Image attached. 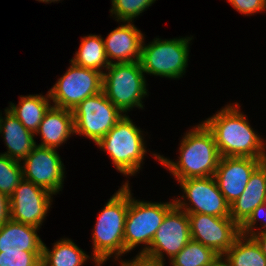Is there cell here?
<instances>
[{"label": "cell", "mask_w": 266, "mask_h": 266, "mask_svg": "<svg viewBox=\"0 0 266 266\" xmlns=\"http://www.w3.org/2000/svg\"><path fill=\"white\" fill-rule=\"evenodd\" d=\"M226 105L204 124L213 133L221 157L266 159V141L253 130L238 103Z\"/></svg>", "instance_id": "cell-1"}, {"label": "cell", "mask_w": 266, "mask_h": 266, "mask_svg": "<svg viewBox=\"0 0 266 266\" xmlns=\"http://www.w3.org/2000/svg\"><path fill=\"white\" fill-rule=\"evenodd\" d=\"M178 161L153 154L177 181L214 176L220 159L213 133L202 122L186 132L179 147Z\"/></svg>", "instance_id": "cell-2"}, {"label": "cell", "mask_w": 266, "mask_h": 266, "mask_svg": "<svg viewBox=\"0 0 266 266\" xmlns=\"http://www.w3.org/2000/svg\"><path fill=\"white\" fill-rule=\"evenodd\" d=\"M128 207L129 182L127 181L111 196L97 216L92 234V259L96 266H102L113 257V254L115 260L124 254V231Z\"/></svg>", "instance_id": "cell-3"}, {"label": "cell", "mask_w": 266, "mask_h": 266, "mask_svg": "<svg viewBox=\"0 0 266 266\" xmlns=\"http://www.w3.org/2000/svg\"><path fill=\"white\" fill-rule=\"evenodd\" d=\"M142 135L140 128L124 115L96 145L109 154L120 173L134 176L141 169L147 151Z\"/></svg>", "instance_id": "cell-4"}, {"label": "cell", "mask_w": 266, "mask_h": 266, "mask_svg": "<svg viewBox=\"0 0 266 266\" xmlns=\"http://www.w3.org/2000/svg\"><path fill=\"white\" fill-rule=\"evenodd\" d=\"M146 86L140 62L113 63L103 73L102 90L125 115L132 108H143L142 100L148 95Z\"/></svg>", "instance_id": "cell-5"}, {"label": "cell", "mask_w": 266, "mask_h": 266, "mask_svg": "<svg viewBox=\"0 0 266 266\" xmlns=\"http://www.w3.org/2000/svg\"><path fill=\"white\" fill-rule=\"evenodd\" d=\"M174 206V200L165 203L135 200L132 198L129 186V207L124 231V254L142 244L145 247L137 255H143L149 249L151 241L165 215Z\"/></svg>", "instance_id": "cell-6"}, {"label": "cell", "mask_w": 266, "mask_h": 266, "mask_svg": "<svg viewBox=\"0 0 266 266\" xmlns=\"http://www.w3.org/2000/svg\"><path fill=\"white\" fill-rule=\"evenodd\" d=\"M192 37L174 39H153L141 46L140 64L146 74L178 79L186 72L189 58V44Z\"/></svg>", "instance_id": "cell-7"}, {"label": "cell", "mask_w": 266, "mask_h": 266, "mask_svg": "<svg viewBox=\"0 0 266 266\" xmlns=\"http://www.w3.org/2000/svg\"><path fill=\"white\" fill-rule=\"evenodd\" d=\"M72 112L74 133L92 139L95 144L125 115L109 101L103 90L87 97Z\"/></svg>", "instance_id": "cell-8"}, {"label": "cell", "mask_w": 266, "mask_h": 266, "mask_svg": "<svg viewBox=\"0 0 266 266\" xmlns=\"http://www.w3.org/2000/svg\"><path fill=\"white\" fill-rule=\"evenodd\" d=\"M70 62L68 70L48 93L53 106L73 111L87 97L102 91L103 74Z\"/></svg>", "instance_id": "cell-9"}, {"label": "cell", "mask_w": 266, "mask_h": 266, "mask_svg": "<svg viewBox=\"0 0 266 266\" xmlns=\"http://www.w3.org/2000/svg\"><path fill=\"white\" fill-rule=\"evenodd\" d=\"M178 183L185 193V196L182 195L180 198L174 199L178 208L187 214L200 213L230 218V204L219 190L214 176L188 178L180 180Z\"/></svg>", "instance_id": "cell-10"}, {"label": "cell", "mask_w": 266, "mask_h": 266, "mask_svg": "<svg viewBox=\"0 0 266 266\" xmlns=\"http://www.w3.org/2000/svg\"><path fill=\"white\" fill-rule=\"evenodd\" d=\"M190 240L188 214L175 205L165 215L149 249L142 256L155 261H165L164 254L166 253L167 257L172 259Z\"/></svg>", "instance_id": "cell-11"}, {"label": "cell", "mask_w": 266, "mask_h": 266, "mask_svg": "<svg viewBox=\"0 0 266 266\" xmlns=\"http://www.w3.org/2000/svg\"><path fill=\"white\" fill-rule=\"evenodd\" d=\"M190 237L211 248L221 257L240 235V227L231 219L207 214H188Z\"/></svg>", "instance_id": "cell-12"}, {"label": "cell", "mask_w": 266, "mask_h": 266, "mask_svg": "<svg viewBox=\"0 0 266 266\" xmlns=\"http://www.w3.org/2000/svg\"><path fill=\"white\" fill-rule=\"evenodd\" d=\"M53 196L48 190L23 179L10 196V219L41 228Z\"/></svg>", "instance_id": "cell-13"}, {"label": "cell", "mask_w": 266, "mask_h": 266, "mask_svg": "<svg viewBox=\"0 0 266 266\" xmlns=\"http://www.w3.org/2000/svg\"><path fill=\"white\" fill-rule=\"evenodd\" d=\"M22 164L23 179L53 195L62 191L65 168L56 149L36 145Z\"/></svg>", "instance_id": "cell-14"}, {"label": "cell", "mask_w": 266, "mask_h": 266, "mask_svg": "<svg viewBox=\"0 0 266 266\" xmlns=\"http://www.w3.org/2000/svg\"><path fill=\"white\" fill-rule=\"evenodd\" d=\"M265 160L252 157H220L214 178L229 204L244 192L251 174Z\"/></svg>", "instance_id": "cell-15"}, {"label": "cell", "mask_w": 266, "mask_h": 266, "mask_svg": "<svg viewBox=\"0 0 266 266\" xmlns=\"http://www.w3.org/2000/svg\"><path fill=\"white\" fill-rule=\"evenodd\" d=\"M124 23V25L122 24L111 31L106 39L103 38L105 52L110 64L140 62L144 35L131 22Z\"/></svg>", "instance_id": "cell-16"}, {"label": "cell", "mask_w": 266, "mask_h": 266, "mask_svg": "<svg viewBox=\"0 0 266 266\" xmlns=\"http://www.w3.org/2000/svg\"><path fill=\"white\" fill-rule=\"evenodd\" d=\"M266 203V160L251 174L244 192L230 204V218L241 227L261 204Z\"/></svg>", "instance_id": "cell-17"}, {"label": "cell", "mask_w": 266, "mask_h": 266, "mask_svg": "<svg viewBox=\"0 0 266 266\" xmlns=\"http://www.w3.org/2000/svg\"><path fill=\"white\" fill-rule=\"evenodd\" d=\"M41 136L38 146L57 149L74 133L73 112L51 106L43 117L35 135Z\"/></svg>", "instance_id": "cell-18"}, {"label": "cell", "mask_w": 266, "mask_h": 266, "mask_svg": "<svg viewBox=\"0 0 266 266\" xmlns=\"http://www.w3.org/2000/svg\"><path fill=\"white\" fill-rule=\"evenodd\" d=\"M1 115L0 134H3L8 149L1 154L21 162L37 145L34 140L35 134L28 131L8 109H5V118Z\"/></svg>", "instance_id": "cell-19"}, {"label": "cell", "mask_w": 266, "mask_h": 266, "mask_svg": "<svg viewBox=\"0 0 266 266\" xmlns=\"http://www.w3.org/2000/svg\"><path fill=\"white\" fill-rule=\"evenodd\" d=\"M34 226L9 220L0 227V252H42L44 242Z\"/></svg>", "instance_id": "cell-20"}, {"label": "cell", "mask_w": 266, "mask_h": 266, "mask_svg": "<svg viewBox=\"0 0 266 266\" xmlns=\"http://www.w3.org/2000/svg\"><path fill=\"white\" fill-rule=\"evenodd\" d=\"M50 103V96L47 92L46 96L41 94L20 96L18 105L10 103L7 109L28 131L35 134L46 112L52 106Z\"/></svg>", "instance_id": "cell-21"}, {"label": "cell", "mask_w": 266, "mask_h": 266, "mask_svg": "<svg viewBox=\"0 0 266 266\" xmlns=\"http://www.w3.org/2000/svg\"><path fill=\"white\" fill-rule=\"evenodd\" d=\"M89 259L71 239L65 238L54 243L52 251L43 244L41 266H83Z\"/></svg>", "instance_id": "cell-22"}, {"label": "cell", "mask_w": 266, "mask_h": 266, "mask_svg": "<svg viewBox=\"0 0 266 266\" xmlns=\"http://www.w3.org/2000/svg\"><path fill=\"white\" fill-rule=\"evenodd\" d=\"M222 257L229 266H266V257L257 242L248 235L240 234Z\"/></svg>", "instance_id": "cell-23"}, {"label": "cell", "mask_w": 266, "mask_h": 266, "mask_svg": "<svg viewBox=\"0 0 266 266\" xmlns=\"http://www.w3.org/2000/svg\"><path fill=\"white\" fill-rule=\"evenodd\" d=\"M70 61L78 66L94 69L103 74V69H107L110 65L105 52L103 37L90 34L81 38L79 50L76 51L75 56Z\"/></svg>", "instance_id": "cell-24"}, {"label": "cell", "mask_w": 266, "mask_h": 266, "mask_svg": "<svg viewBox=\"0 0 266 266\" xmlns=\"http://www.w3.org/2000/svg\"><path fill=\"white\" fill-rule=\"evenodd\" d=\"M220 257L211 248L191 239L172 260L180 266H211Z\"/></svg>", "instance_id": "cell-25"}, {"label": "cell", "mask_w": 266, "mask_h": 266, "mask_svg": "<svg viewBox=\"0 0 266 266\" xmlns=\"http://www.w3.org/2000/svg\"><path fill=\"white\" fill-rule=\"evenodd\" d=\"M22 180V164L0 154V192L10 197Z\"/></svg>", "instance_id": "cell-26"}, {"label": "cell", "mask_w": 266, "mask_h": 266, "mask_svg": "<svg viewBox=\"0 0 266 266\" xmlns=\"http://www.w3.org/2000/svg\"><path fill=\"white\" fill-rule=\"evenodd\" d=\"M110 12L117 22H132L156 0H111Z\"/></svg>", "instance_id": "cell-27"}, {"label": "cell", "mask_w": 266, "mask_h": 266, "mask_svg": "<svg viewBox=\"0 0 266 266\" xmlns=\"http://www.w3.org/2000/svg\"><path fill=\"white\" fill-rule=\"evenodd\" d=\"M42 252H0V266H41Z\"/></svg>", "instance_id": "cell-28"}, {"label": "cell", "mask_w": 266, "mask_h": 266, "mask_svg": "<svg viewBox=\"0 0 266 266\" xmlns=\"http://www.w3.org/2000/svg\"><path fill=\"white\" fill-rule=\"evenodd\" d=\"M264 218L262 222V219ZM263 223V225L260 227V231H257L258 229H255L257 221H260ZM262 228V229H261ZM257 232H264L266 231V203L259 205L252 213V215L249 217V219L240 227V234L251 236L252 234H255Z\"/></svg>", "instance_id": "cell-29"}, {"label": "cell", "mask_w": 266, "mask_h": 266, "mask_svg": "<svg viewBox=\"0 0 266 266\" xmlns=\"http://www.w3.org/2000/svg\"><path fill=\"white\" fill-rule=\"evenodd\" d=\"M241 14L252 15L266 11V0H227Z\"/></svg>", "instance_id": "cell-30"}, {"label": "cell", "mask_w": 266, "mask_h": 266, "mask_svg": "<svg viewBox=\"0 0 266 266\" xmlns=\"http://www.w3.org/2000/svg\"><path fill=\"white\" fill-rule=\"evenodd\" d=\"M10 197L0 192V227L10 220Z\"/></svg>", "instance_id": "cell-31"}, {"label": "cell", "mask_w": 266, "mask_h": 266, "mask_svg": "<svg viewBox=\"0 0 266 266\" xmlns=\"http://www.w3.org/2000/svg\"><path fill=\"white\" fill-rule=\"evenodd\" d=\"M121 266H160L158 261L146 258L142 255H136L129 261H120Z\"/></svg>", "instance_id": "cell-32"}, {"label": "cell", "mask_w": 266, "mask_h": 266, "mask_svg": "<svg viewBox=\"0 0 266 266\" xmlns=\"http://www.w3.org/2000/svg\"><path fill=\"white\" fill-rule=\"evenodd\" d=\"M251 237L257 242L264 256L266 257V231L256 232Z\"/></svg>", "instance_id": "cell-33"}, {"label": "cell", "mask_w": 266, "mask_h": 266, "mask_svg": "<svg viewBox=\"0 0 266 266\" xmlns=\"http://www.w3.org/2000/svg\"><path fill=\"white\" fill-rule=\"evenodd\" d=\"M211 266H229V264L223 259V257H220L213 265Z\"/></svg>", "instance_id": "cell-34"}, {"label": "cell", "mask_w": 266, "mask_h": 266, "mask_svg": "<svg viewBox=\"0 0 266 266\" xmlns=\"http://www.w3.org/2000/svg\"><path fill=\"white\" fill-rule=\"evenodd\" d=\"M170 264H171V266H180L179 264H177L176 262H174L172 259H170ZM159 262V265L160 266H164L165 265V263H164V260L163 261H158Z\"/></svg>", "instance_id": "cell-35"}, {"label": "cell", "mask_w": 266, "mask_h": 266, "mask_svg": "<svg viewBox=\"0 0 266 266\" xmlns=\"http://www.w3.org/2000/svg\"><path fill=\"white\" fill-rule=\"evenodd\" d=\"M36 1H40V2H45V3H51V2H57V1H60V0H36Z\"/></svg>", "instance_id": "cell-36"}]
</instances>
